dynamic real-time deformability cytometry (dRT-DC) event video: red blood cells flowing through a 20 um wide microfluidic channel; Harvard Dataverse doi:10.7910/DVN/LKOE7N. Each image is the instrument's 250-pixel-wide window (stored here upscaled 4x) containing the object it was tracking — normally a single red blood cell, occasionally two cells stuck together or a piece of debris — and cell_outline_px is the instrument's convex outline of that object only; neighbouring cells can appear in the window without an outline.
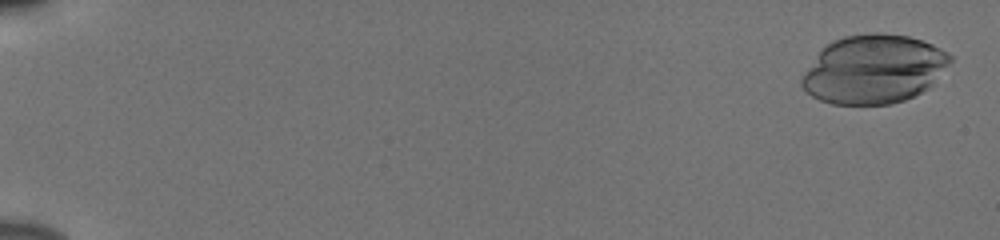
{"species": "human", "species_latin": "Homo sapiens", "temperature_condition": "cold", "stored_images_in_passage": 55, "camera_frame_rate_fps": 3000, "um_per_image_px": 0.085, "donor": {"sex": "male"}, "frame": {"image": 1, "passage_image": 2, "time_ms": 0.333, "image_size_px": [1000, 240], "cell_outline_px": [[952, 60], [932, 84], [928, 88], [904, 100], [892, 104], [832, 104], [820, 100], [812, 96], [800, 84], [800, 80], [804, 72], [820, 52], [832, 40], [844, 36], [868, 32], [880, 32], [908, 36], [932, 44], [948, 52], [952, 56]], "centroid_in_image_um": [74.27, 5.87], "position_along_channel_um": 10.7, "area_um2": 59.19}}